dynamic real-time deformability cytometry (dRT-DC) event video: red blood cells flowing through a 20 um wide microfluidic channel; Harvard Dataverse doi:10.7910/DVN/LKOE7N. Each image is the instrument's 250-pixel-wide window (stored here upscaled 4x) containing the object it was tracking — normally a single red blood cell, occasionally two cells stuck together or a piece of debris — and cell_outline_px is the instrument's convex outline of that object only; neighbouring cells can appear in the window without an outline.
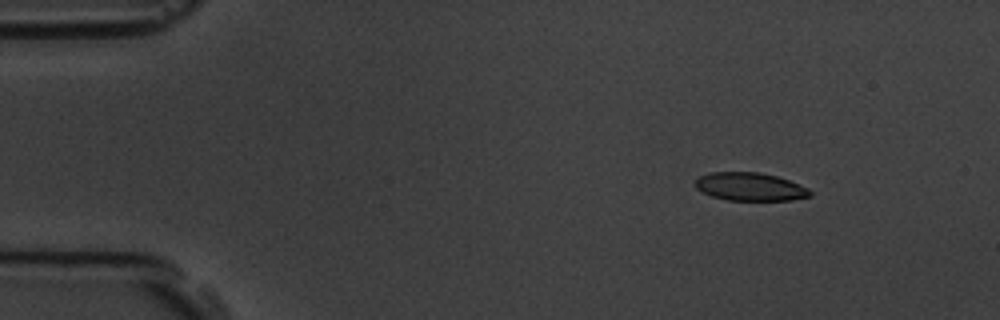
{"species": "common noctule bat (a hibernating species)", "species_latin": "Nyctalus noctula", "temperature_condition": "room temperature", "stored_images_in_passage": 6, "camera_frame_rate_fps": 3000, "um_per_image_px": 0.085, "animal": {"sex": "male", "body_mass_g": 19.5, "forearm_length_mm": 54.6}, "frame": {"image": 1, "passage_image": 3, "time_ms": 2.0, "image_size_px": [1000, 320], "cell_outline_px": [[812, 196], [792, 200], [728, 200], [712, 196], [696, 188], [696, 180], [700, 176], [708, 172], [760, 172], [776, 176], [788, 180], [808, 188], [812, 192]], "centroid_in_image_um": [63.78, 15.87], "position_along_channel_um": 21.2, "area_um2": 18.73}}
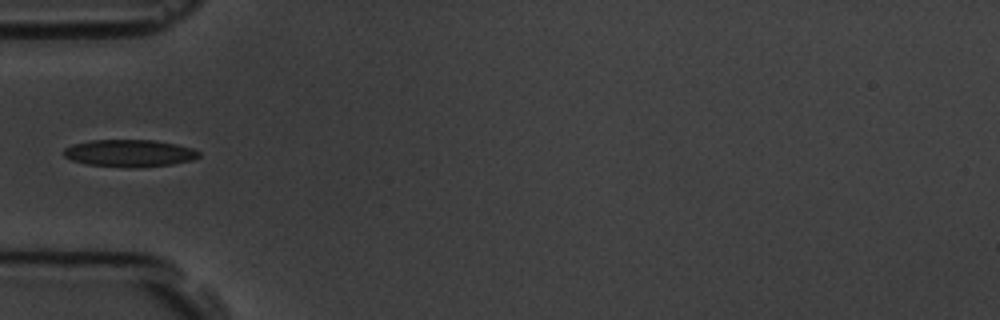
{"frame": {"image": 2, "passage_image": 6, "time_ms": 5.667, "image_size_px": [1000, 320], "cell_outline_px": [[200, 156], [192, 160], [172, 164], [140, 168], [124, 168], [88, 164], [72, 160], [64, 156], [64, 148], [72, 144], [92, 140], [156, 140], [176, 144], [192, 148], [200, 152]], "centroid_in_image_um": [11.02, 13.03], "position_along_channel_um": 74.0, "area_um2": 21.62}}